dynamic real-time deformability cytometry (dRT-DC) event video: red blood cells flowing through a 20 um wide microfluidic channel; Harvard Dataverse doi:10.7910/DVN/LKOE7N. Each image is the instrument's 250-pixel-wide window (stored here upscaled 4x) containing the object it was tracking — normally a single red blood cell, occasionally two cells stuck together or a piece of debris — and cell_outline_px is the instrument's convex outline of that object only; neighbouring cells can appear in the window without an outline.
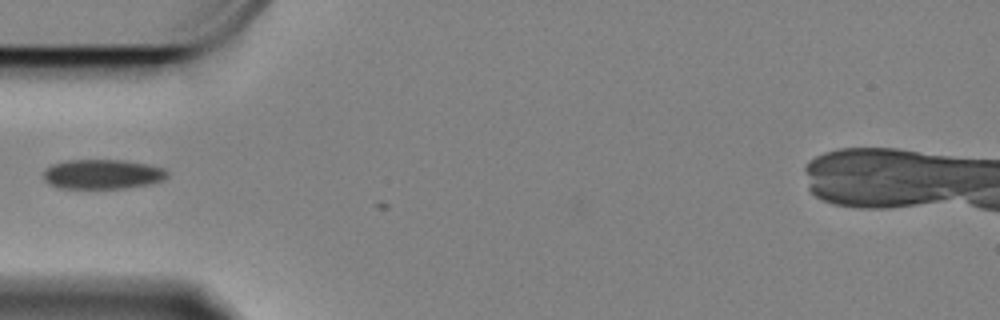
{"species": "Egyptian fruit bat (a non-hibernating species)", "species_latin": "Rousettus aegyptiacus", "temperature_condition": "cold", "stored_images_in_passage": 5, "camera_frame_rate_fps": 3000, "um_per_image_px": 0.085, "animal": {"sex": "female"}, "frame": {"image": 1, "passage_image": 1, "time_ms": 0.0, "image_size_px": [1000, 320], "cell_outline_px": [[168, 176], [164, 180], [124, 188], [60, 188], [48, 184], [44, 180], [44, 172], [52, 164], [68, 160], [124, 160], [148, 164], [164, 168], [168, 172]], "centroid_in_image_um": [8.71, 14.8], "position_along_channel_um": 76.3, "area_um2": 21.27}}
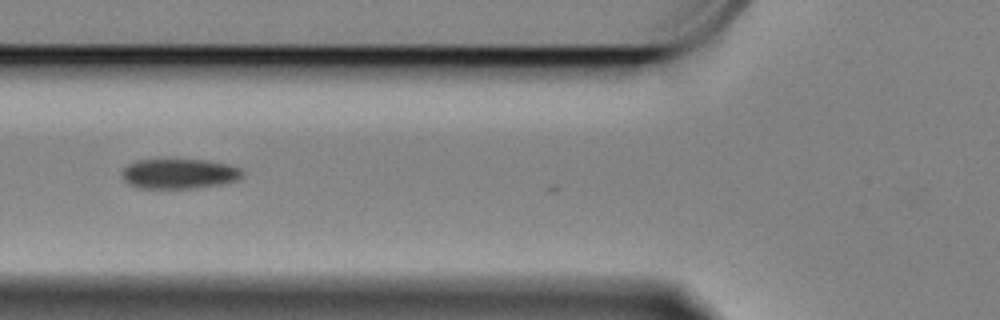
{"frame": {"image": 2, "passage_image": 4, "time_ms": 1.0, "image_size_px": [1000, 320], "cell_outline_px": [[244, 176], [240, 180], [224, 184], [192, 188], [136, 188], [128, 184], [124, 180], [120, 172], [128, 164], [136, 160], [208, 160], [228, 164], [240, 168], [244, 172]], "centroid_in_image_um": [15.26, 14.77], "position_along_channel_um": 110.5, "area_um2": 21.33}}